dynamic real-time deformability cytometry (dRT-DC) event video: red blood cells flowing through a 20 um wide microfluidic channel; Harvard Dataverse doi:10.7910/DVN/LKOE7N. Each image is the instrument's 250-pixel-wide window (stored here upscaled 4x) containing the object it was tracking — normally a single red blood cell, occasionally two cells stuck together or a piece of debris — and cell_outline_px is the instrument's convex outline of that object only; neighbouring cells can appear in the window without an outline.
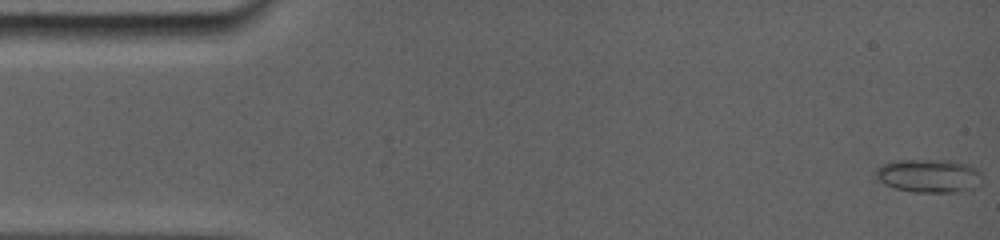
{"species": "common noctule bat (a hibernating species)", "species_latin": "Nyctalus noctula", "temperature_condition": "room temperature", "stored_images_in_passage": 35, "camera_frame_rate_fps": 5000, "um_per_image_px": 0.085, "animal": {"sex": "female", "body_mass_g": 19.0, "forearm_length_mm": 56.7}, "frame": {"image": 1, "passage_image": 1, "time_ms": 0.0, "image_size_px": [1000, 240], "cell_outline_px": [[968, 168], [956, 188], [952, 192], [916, 192], [896, 188], [880, 180], [876, 176], [876, 172], [880, 168], [888, 164], [952, 164]], "centroid_in_image_um": [78.41, 15.04], "position_along_channel_um": 6.6, "area_um2": 15.2}}
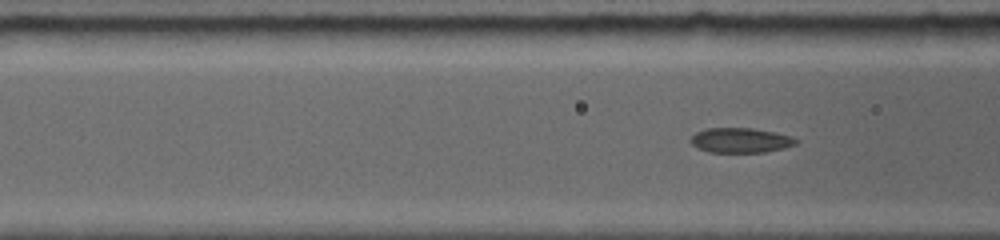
{"frame": {"image": 2, "passage_image": 28, "time_ms": 5.8, "image_size_px": [1000, 240], "cell_outline_px": [[796, 144], [764, 152], [708, 152], [692, 144], [692, 136], [696, 132], [708, 128], [748, 128], [772, 132], [788, 136], [796, 140]], "centroid_in_image_um": [62.89, 11.92], "position_along_channel_um": 103.7, "area_um2": 14.68}}
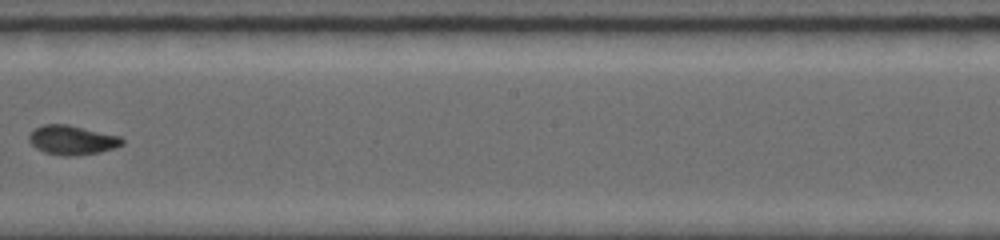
{"frame": {"image": 3, "passage_image": 35, "time_ms": 9.4, "image_size_px": [1000, 240], "cell_outline_px": [[124, 144], [100, 152], [76, 156], [60, 156], [44, 152], [36, 148], [28, 140], [28, 136], [36, 128], [44, 124], [68, 124], [120, 136], [124, 140]], "centroid_in_image_um": [6.13, 11.91], "position_along_channel_um": 242.1, "area_um2": 15.95}}